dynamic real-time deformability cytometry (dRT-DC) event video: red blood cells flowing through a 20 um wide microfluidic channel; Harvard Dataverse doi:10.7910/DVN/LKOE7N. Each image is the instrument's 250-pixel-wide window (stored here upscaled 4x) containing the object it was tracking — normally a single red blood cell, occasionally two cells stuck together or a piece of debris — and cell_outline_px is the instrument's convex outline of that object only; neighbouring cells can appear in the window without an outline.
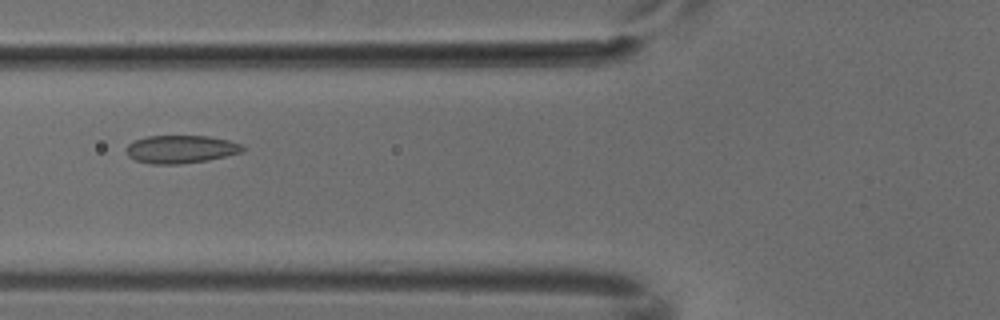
{"species": "common noctule bat (a hibernating species)", "species_latin": "Nyctalus noctula", "temperature_condition": "cold", "stored_images_in_passage": 3, "camera_frame_rate_fps": 3000, "um_per_image_px": 0.085, "animal": {"sex": "male", "body_mass_g": 18.8}, "frame": {"image": 1, "passage_image": 3, "time_ms": 0.667, "image_size_px": [1000, 320], "cell_outline_px": [[244, 152], [208, 160], [180, 164], [148, 164], [136, 160], [128, 156], [124, 148], [128, 144], [136, 140], [148, 136], [208, 136], [228, 140], [240, 144], [244, 148]], "centroid_in_image_um": [15.35, 12.69], "position_along_channel_um": 110.5, "area_um2": 19.02}}